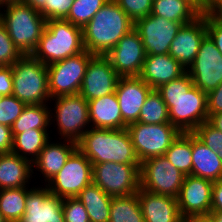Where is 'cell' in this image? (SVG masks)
I'll list each match as a JSON object with an SVG mask.
<instances>
[{
  "label": "cell",
  "mask_w": 222,
  "mask_h": 222,
  "mask_svg": "<svg viewBox=\"0 0 222 222\" xmlns=\"http://www.w3.org/2000/svg\"><path fill=\"white\" fill-rule=\"evenodd\" d=\"M208 217L212 222H222V212L210 211Z\"/></svg>",
  "instance_id": "cell-51"
},
{
  "label": "cell",
  "mask_w": 222,
  "mask_h": 222,
  "mask_svg": "<svg viewBox=\"0 0 222 222\" xmlns=\"http://www.w3.org/2000/svg\"><path fill=\"white\" fill-rule=\"evenodd\" d=\"M12 79V95L26 105L54 103L48 91L47 65L31 54L22 55L12 65Z\"/></svg>",
  "instance_id": "cell-6"
},
{
  "label": "cell",
  "mask_w": 222,
  "mask_h": 222,
  "mask_svg": "<svg viewBox=\"0 0 222 222\" xmlns=\"http://www.w3.org/2000/svg\"><path fill=\"white\" fill-rule=\"evenodd\" d=\"M109 222H144L137 193L112 197Z\"/></svg>",
  "instance_id": "cell-32"
},
{
  "label": "cell",
  "mask_w": 222,
  "mask_h": 222,
  "mask_svg": "<svg viewBox=\"0 0 222 222\" xmlns=\"http://www.w3.org/2000/svg\"><path fill=\"white\" fill-rule=\"evenodd\" d=\"M181 27V23L152 14L134 23V29L142 39L146 55L168 54L171 42Z\"/></svg>",
  "instance_id": "cell-14"
},
{
  "label": "cell",
  "mask_w": 222,
  "mask_h": 222,
  "mask_svg": "<svg viewBox=\"0 0 222 222\" xmlns=\"http://www.w3.org/2000/svg\"><path fill=\"white\" fill-rule=\"evenodd\" d=\"M202 143L212 151L217 152L222 161V132L212 127L207 121L203 122L192 132Z\"/></svg>",
  "instance_id": "cell-36"
},
{
  "label": "cell",
  "mask_w": 222,
  "mask_h": 222,
  "mask_svg": "<svg viewBox=\"0 0 222 222\" xmlns=\"http://www.w3.org/2000/svg\"><path fill=\"white\" fill-rule=\"evenodd\" d=\"M13 92L12 66L0 68V95L11 96Z\"/></svg>",
  "instance_id": "cell-44"
},
{
  "label": "cell",
  "mask_w": 222,
  "mask_h": 222,
  "mask_svg": "<svg viewBox=\"0 0 222 222\" xmlns=\"http://www.w3.org/2000/svg\"><path fill=\"white\" fill-rule=\"evenodd\" d=\"M153 89L139 76L120 77L115 94L123 122L128 126L138 122L141 108Z\"/></svg>",
  "instance_id": "cell-20"
},
{
  "label": "cell",
  "mask_w": 222,
  "mask_h": 222,
  "mask_svg": "<svg viewBox=\"0 0 222 222\" xmlns=\"http://www.w3.org/2000/svg\"><path fill=\"white\" fill-rule=\"evenodd\" d=\"M119 78L106 56L94 55L87 64L79 94L87 101L112 94Z\"/></svg>",
  "instance_id": "cell-17"
},
{
  "label": "cell",
  "mask_w": 222,
  "mask_h": 222,
  "mask_svg": "<svg viewBox=\"0 0 222 222\" xmlns=\"http://www.w3.org/2000/svg\"><path fill=\"white\" fill-rule=\"evenodd\" d=\"M26 104L15 96H2L0 98V124L11 127L22 113Z\"/></svg>",
  "instance_id": "cell-37"
},
{
  "label": "cell",
  "mask_w": 222,
  "mask_h": 222,
  "mask_svg": "<svg viewBox=\"0 0 222 222\" xmlns=\"http://www.w3.org/2000/svg\"><path fill=\"white\" fill-rule=\"evenodd\" d=\"M187 73L194 86L205 93L216 89L222 83V54L208 35L202 40Z\"/></svg>",
  "instance_id": "cell-13"
},
{
  "label": "cell",
  "mask_w": 222,
  "mask_h": 222,
  "mask_svg": "<svg viewBox=\"0 0 222 222\" xmlns=\"http://www.w3.org/2000/svg\"><path fill=\"white\" fill-rule=\"evenodd\" d=\"M93 56L85 49L74 56L47 65L50 97L78 94L87 64Z\"/></svg>",
  "instance_id": "cell-10"
},
{
  "label": "cell",
  "mask_w": 222,
  "mask_h": 222,
  "mask_svg": "<svg viewBox=\"0 0 222 222\" xmlns=\"http://www.w3.org/2000/svg\"><path fill=\"white\" fill-rule=\"evenodd\" d=\"M192 176L218 181L222 179V161L192 133Z\"/></svg>",
  "instance_id": "cell-26"
},
{
  "label": "cell",
  "mask_w": 222,
  "mask_h": 222,
  "mask_svg": "<svg viewBox=\"0 0 222 222\" xmlns=\"http://www.w3.org/2000/svg\"><path fill=\"white\" fill-rule=\"evenodd\" d=\"M181 222H191L189 219H183Z\"/></svg>",
  "instance_id": "cell-56"
},
{
  "label": "cell",
  "mask_w": 222,
  "mask_h": 222,
  "mask_svg": "<svg viewBox=\"0 0 222 222\" xmlns=\"http://www.w3.org/2000/svg\"><path fill=\"white\" fill-rule=\"evenodd\" d=\"M164 156L184 175L192 172V133H180Z\"/></svg>",
  "instance_id": "cell-31"
},
{
  "label": "cell",
  "mask_w": 222,
  "mask_h": 222,
  "mask_svg": "<svg viewBox=\"0 0 222 222\" xmlns=\"http://www.w3.org/2000/svg\"><path fill=\"white\" fill-rule=\"evenodd\" d=\"M87 210L90 221L109 222L112 196L106 194L93 182L76 197Z\"/></svg>",
  "instance_id": "cell-27"
},
{
  "label": "cell",
  "mask_w": 222,
  "mask_h": 222,
  "mask_svg": "<svg viewBox=\"0 0 222 222\" xmlns=\"http://www.w3.org/2000/svg\"><path fill=\"white\" fill-rule=\"evenodd\" d=\"M134 29V22L115 0H109L82 28L84 48L92 55L106 56Z\"/></svg>",
  "instance_id": "cell-2"
},
{
  "label": "cell",
  "mask_w": 222,
  "mask_h": 222,
  "mask_svg": "<svg viewBox=\"0 0 222 222\" xmlns=\"http://www.w3.org/2000/svg\"><path fill=\"white\" fill-rule=\"evenodd\" d=\"M49 140L43 150L39 153L38 158L32 163L34 170L39 171L44 178L45 185L56 176V174L65 165L70 155L77 149V142L63 139L57 141ZM34 167H36L34 169Z\"/></svg>",
  "instance_id": "cell-22"
},
{
  "label": "cell",
  "mask_w": 222,
  "mask_h": 222,
  "mask_svg": "<svg viewBox=\"0 0 222 222\" xmlns=\"http://www.w3.org/2000/svg\"><path fill=\"white\" fill-rule=\"evenodd\" d=\"M77 148L92 164L103 162L141 164L126 128L102 129L90 127L77 142Z\"/></svg>",
  "instance_id": "cell-3"
},
{
  "label": "cell",
  "mask_w": 222,
  "mask_h": 222,
  "mask_svg": "<svg viewBox=\"0 0 222 222\" xmlns=\"http://www.w3.org/2000/svg\"><path fill=\"white\" fill-rule=\"evenodd\" d=\"M93 165V183L106 194L127 196L135 194L140 188L141 164L103 162Z\"/></svg>",
  "instance_id": "cell-11"
},
{
  "label": "cell",
  "mask_w": 222,
  "mask_h": 222,
  "mask_svg": "<svg viewBox=\"0 0 222 222\" xmlns=\"http://www.w3.org/2000/svg\"><path fill=\"white\" fill-rule=\"evenodd\" d=\"M138 122L145 124L170 123L168 107L156 89H153L147 96L141 108Z\"/></svg>",
  "instance_id": "cell-34"
},
{
  "label": "cell",
  "mask_w": 222,
  "mask_h": 222,
  "mask_svg": "<svg viewBox=\"0 0 222 222\" xmlns=\"http://www.w3.org/2000/svg\"><path fill=\"white\" fill-rule=\"evenodd\" d=\"M28 187L0 190V213L7 222H18L25 213Z\"/></svg>",
  "instance_id": "cell-33"
},
{
  "label": "cell",
  "mask_w": 222,
  "mask_h": 222,
  "mask_svg": "<svg viewBox=\"0 0 222 222\" xmlns=\"http://www.w3.org/2000/svg\"><path fill=\"white\" fill-rule=\"evenodd\" d=\"M120 8L135 23L152 12L153 0H115Z\"/></svg>",
  "instance_id": "cell-39"
},
{
  "label": "cell",
  "mask_w": 222,
  "mask_h": 222,
  "mask_svg": "<svg viewBox=\"0 0 222 222\" xmlns=\"http://www.w3.org/2000/svg\"><path fill=\"white\" fill-rule=\"evenodd\" d=\"M74 0H46L45 5L39 10L46 20L65 19Z\"/></svg>",
  "instance_id": "cell-41"
},
{
  "label": "cell",
  "mask_w": 222,
  "mask_h": 222,
  "mask_svg": "<svg viewBox=\"0 0 222 222\" xmlns=\"http://www.w3.org/2000/svg\"><path fill=\"white\" fill-rule=\"evenodd\" d=\"M211 211L222 212V179L213 182Z\"/></svg>",
  "instance_id": "cell-46"
},
{
  "label": "cell",
  "mask_w": 222,
  "mask_h": 222,
  "mask_svg": "<svg viewBox=\"0 0 222 222\" xmlns=\"http://www.w3.org/2000/svg\"><path fill=\"white\" fill-rule=\"evenodd\" d=\"M191 222H212L208 216L193 217L189 219Z\"/></svg>",
  "instance_id": "cell-53"
},
{
  "label": "cell",
  "mask_w": 222,
  "mask_h": 222,
  "mask_svg": "<svg viewBox=\"0 0 222 222\" xmlns=\"http://www.w3.org/2000/svg\"><path fill=\"white\" fill-rule=\"evenodd\" d=\"M41 186L28 187L25 213L18 222H65L63 199L53 195L46 185Z\"/></svg>",
  "instance_id": "cell-18"
},
{
  "label": "cell",
  "mask_w": 222,
  "mask_h": 222,
  "mask_svg": "<svg viewBox=\"0 0 222 222\" xmlns=\"http://www.w3.org/2000/svg\"><path fill=\"white\" fill-rule=\"evenodd\" d=\"M108 1L109 0H74L65 20L83 28Z\"/></svg>",
  "instance_id": "cell-35"
},
{
  "label": "cell",
  "mask_w": 222,
  "mask_h": 222,
  "mask_svg": "<svg viewBox=\"0 0 222 222\" xmlns=\"http://www.w3.org/2000/svg\"><path fill=\"white\" fill-rule=\"evenodd\" d=\"M211 13L222 20V1L211 11Z\"/></svg>",
  "instance_id": "cell-52"
},
{
  "label": "cell",
  "mask_w": 222,
  "mask_h": 222,
  "mask_svg": "<svg viewBox=\"0 0 222 222\" xmlns=\"http://www.w3.org/2000/svg\"><path fill=\"white\" fill-rule=\"evenodd\" d=\"M120 77L139 76L146 58L139 33L133 29L106 55Z\"/></svg>",
  "instance_id": "cell-16"
},
{
  "label": "cell",
  "mask_w": 222,
  "mask_h": 222,
  "mask_svg": "<svg viewBox=\"0 0 222 222\" xmlns=\"http://www.w3.org/2000/svg\"><path fill=\"white\" fill-rule=\"evenodd\" d=\"M185 175L164 155L144 160L140 167V188L154 194L177 198Z\"/></svg>",
  "instance_id": "cell-12"
},
{
  "label": "cell",
  "mask_w": 222,
  "mask_h": 222,
  "mask_svg": "<svg viewBox=\"0 0 222 222\" xmlns=\"http://www.w3.org/2000/svg\"><path fill=\"white\" fill-rule=\"evenodd\" d=\"M89 120L92 128L125 129L121 109L114 93L88 101Z\"/></svg>",
  "instance_id": "cell-24"
},
{
  "label": "cell",
  "mask_w": 222,
  "mask_h": 222,
  "mask_svg": "<svg viewBox=\"0 0 222 222\" xmlns=\"http://www.w3.org/2000/svg\"><path fill=\"white\" fill-rule=\"evenodd\" d=\"M222 0H205V14L211 12Z\"/></svg>",
  "instance_id": "cell-50"
},
{
  "label": "cell",
  "mask_w": 222,
  "mask_h": 222,
  "mask_svg": "<svg viewBox=\"0 0 222 222\" xmlns=\"http://www.w3.org/2000/svg\"><path fill=\"white\" fill-rule=\"evenodd\" d=\"M85 50L82 28L65 19L46 20L45 29L31 54L45 65L64 60Z\"/></svg>",
  "instance_id": "cell-5"
},
{
  "label": "cell",
  "mask_w": 222,
  "mask_h": 222,
  "mask_svg": "<svg viewBox=\"0 0 222 222\" xmlns=\"http://www.w3.org/2000/svg\"><path fill=\"white\" fill-rule=\"evenodd\" d=\"M187 72L170 54L146 55L139 75L152 89L180 78Z\"/></svg>",
  "instance_id": "cell-21"
},
{
  "label": "cell",
  "mask_w": 222,
  "mask_h": 222,
  "mask_svg": "<svg viewBox=\"0 0 222 222\" xmlns=\"http://www.w3.org/2000/svg\"><path fill=\"white\" fill-rule=\"evenodd\" d=\"M144 222H181L177 198L147 192H137Z\"/></svg>",
  "instance_id": "cell-23"
},
{
  "label": "cell",
  "mask_w": 222,
  "mask_h": 222,
  "mask_svg": "<svg viewBox=\"0 0 222 222\" xmlns=\"http://www.w3.org/2000/svg\"><path fill=\"white\" fill-rule=\"evenodd\" d=\"M206 35V14H201L193 22L182 25L171 42L168 54L185 69H188L194 62L200 44Z\"/></svg>",
  "instance_id": "cell-19"
},
{
  "label": "cell",
  "mask_w": 222,
  "mask_h": 222,
  "mask_svg": "<svg viewBox=\"0 0 222 222\" xmlns=\"http://www.w3.org/2000/svg\"><path fill=\"white\" fill-rule=\"evenodd\" d=\"M92 182L93 165L77 148L46 186L53 195L64 199L77 197Z\"/></svg>",
  "instance_id": "cell-9"
},
{
  "label": "cell",
  "mask_w": 222,
  "mask_h": 222,
  "mask_svg": "<svg viewBox=\"0 0 222 222\" xmlns=\"http://www.w3.org/2000/svg\"><path fill=\"white\" fill-rule=\"evenodd\" d=\"M0 222H7V221L5 220V218L1 215V213H0Z\"/></svg>",
  "instance_id": "cell-55"
},
{
  "label": "cell",
  "mask_w": 222,
  "mask_h": 222,
  "mask_svg": "<svg viewBox=\"0 0 222 222\" xmlns=\"http://www.w3.org/2000/svg\"><path fill=\"white\" fill-rule=\"evenodd\" d=\"M138 160L164 155L181 133L170 123L145 124L134 122L126 127Z\"/></svg>",
  "instance_id": "cell-8"
},
{
  "label": "cell",
  "mask_w": 222,
  "mask_h": 222,
  "mask_svg": "<svg viewBox=\"0 0 222 222\" xmlns=\"http://www.w3.org/2000/svg\"><path fill=\"white\" fill-rule=\"evenodd\" d=\"M207 35L212 39L217 49L222 54V20L211 12L206 13Z\"/></svg>",
  "instance_id": "cell-42"
},
{
  "label": "cell",
  "mask_w": 222,
  "mask_h": 222,
  "mask_svg": "<svg viewBox=\"0 0 222 222\" xmlns=\"http://www.w3.org/2000/svg\"><path fill=\"white\" fill-rule=\"evenodd\" d=\"M62 211L65 222H89V216L83 203L74 198H64Z\"/></svg>",
  "instance_id": "cell-40"
},
{
  "label": "cell",
  "mask_w": 222,
  "mask_h": 222,
  "mask_svg": "<svg viewBox=\"0 0 222 222\" xmlns=\"http://www.w3.org/2000/svg\"><path fill=\"white\" fill-rule=\"evenodd\" d=\"M22 55L14 45L4 24L0 21V64L12 66Z\"/></svg>",
  "instance_id": "cell-38"
},
{
  "label": "cell",
  "mask_w": 222,
  "mask_h": 222,
  "mask_svg": "<svg viewBox=\"0 0 222 222\" xmlns=\"http://www.w3.org/2000/svg\"><path fill=\"white\" fill-rule=\"evenodd\" d=\"M0 21L23 55L33 53L46 26L38 10L20 1L0 5Z\"/></svg>",
  "instance_id": "cell-4"
},
{
  "label": "cell",
  "mask_w": 222,
  "mask_h": 222,
  "mask_svg": "<svg viewBox=\"0 0 222 222\" xmlns=\"http://www.w3.org/2000/svg\"><path fill=\"white\" fill-rule=\"evenodd\" d=\"M156 90L168 107L170 124L181 133H192L208 120L207 93L194 86L187 72Z\"/></svg>",
  "instance_id": "cell-1"
},
{
  "label": "cell",
  "mask_w": 222,
  "mask_h": 222,
  "mask_svg": "<svg viewBox=\"0 0 222 222\" xmlns=\"http://www.w3.org/2000/svg\"><path fill=\"white\" fill-rule=\"evenodd\" d=\"M152 15L185 25L201 14L186 0H153Z\"/></svg>",
  "instance_id": "cell-29"
},
{
  "label": "cell",
  "mask_w": 222,
  "mask_h": 222,
  "mask_svg": "<svg viewBox=\"0 0 222 222\" xmlns=\"http://www.w3.org/2000/svg\"><path fill=\"white\" fill-rule=\"evenodd\" d=\"M25 4L30 5L33 9L40 10L46 3V0H21Z\"/></svg>",
  "instance_id": "cell-49"
},
{
  "label": "cell",
  "mask_w": 222,
  "mask_h": 222,
  "mask_svg": "<svg viewBox=\"0 0 222 222\" xmlns=\"http://www.w3.org/2000/svg\"><path fill=\"white\" fill-rule=\"evenodd\" d=\"M13 135L11 127L0 124V154L11 153Z\"/></svg>",
  "instance_id": "cell-45"
},
{
  "label": "cell",
  "mask_w": 222,
  "mask_h": 222,
  "mask_svg": "<svg viewBox=\"0 0 222 222\" xmlns=\"http://www.w3.org/2000/svg\"><path fill=\"white\" fill-rule=\"evenodd\" d=\"M50 110L51 107L48 104L26 105L20 116L11 126L12 135L14 136L32 129L49 131V127H51Z\"/></svg>",
  "instance_id": "cell-30"
},
{
  "label": "cell",
  "mask_w": 222,
  "mask_h": 222,
  "mask_svg": "<svg viewBox=\"0 0 222 222\" xmlns=\"http://www.w3.org/2000/svg\"><path fill=\"white\" fill-rule=\"evenodd\" d=\"M33 176L31 162L12 152L0 154V190L29 187Z\"/></svg>",
  "instance_id": "cell-25"
},
{
  "label": "cell",
  "mask_w": 222,
  "mask_h": 222,
  "mask_svg": "<svg viewBox=\"0 0 222 222\" xmlns=\"http://www.w3.org/2000/svg\"><path fill=\"white\" fill-rule=\"evenodd\" d=\"M208 117L211 114L222 112V83L214 90L207 93Z\"/></svg>",
  "instance_id": "cell-43"
},
{
  "label": "cell",
  "mask_w": 222,
  "mask_h": 222,
  "mask_svg": "<svg viewBox=\"0 0 222 222\" xmlns=\"http://www.w3.org/2000/svg\"><path fill=\"white\" fill-rule=\"evenodd\" d=\"M51 131L32 129L14 135L11 152L33 163L46 143L53 139L49 135Z\"/></svg>",
  "instance_id": "cell-28"
},
{
  "label": "cell",
  "mask_w": 222,
  "mask_h": 222,
  "mask_svg": "<svg viewBox=\"0 0 222 222\" xmlns=\"http://www.w3.org/2000/svg\"><path fill=\"white\" fill-rule=\"evenodd\" d=\"M18 1H21V0H0V5H3L8 2H18Z\"/></svg>",
  "instance_id": "cell-54"
},
{
  "label": "cell",
  "mask_w": 222,
  "mask_h": 222,
  "mask_svg": "<svg viewBox=\"0 0 222 222\" xmlns=\"http://www.w3.org/2000/svg\"><path fill=\"white\" fill-rule=\"evenodd\" d=\"M190 3L200 14H205V0H186Z\"/></svg>",
  "instance_id": "cell-48"
},
{
  "label": "cell",
  "mask_w": 222,
  "mask_h": 222,
  "mask_svg": "<svg viewBox=\"0 0 222 222\" xmlns=\"http://www.w3.org/2000/svg\"><path fill=\"white\" fill-rule=\"evenodd\" d=\"M51 99L55 103L50 110V124L56 123L59 140L78 142L91 127L88 101L79 93Z\"/></svg>",
  "instance_id": "cell-7"
},
{
  "label": "cell",
  "mask_w": 222,
  "mask_h": 222,
  "mask_svg": "<svg viewBox=\"0 0 222 222\" xmlns=\"http://www.w3.org/2000/svg\"><path fill=\"white\" fill-rule=\"evenodd\" d=\"M213 181L185 175L177 196L178 209L183 219L208 216L211 211Z\"/></svg>",
  "instance_id": "cell-15"
},
{
  "label": "cell",
  "mask_w": 222,
  "mask_h": 222,
  "mask_svg": "<svg viewBox=\"0 0 222 222\" xmlns=\"http://www.w3.org/2000/svg\"><path fill=\"white\" fill-rule=\"evenodd\" d=\"M207 122L214 127L215 129L219 130L222 132V112L216 113V114H211L208 117Z\"/></svg>",
  "instance_id": "cell-47"
}]
</instances>
